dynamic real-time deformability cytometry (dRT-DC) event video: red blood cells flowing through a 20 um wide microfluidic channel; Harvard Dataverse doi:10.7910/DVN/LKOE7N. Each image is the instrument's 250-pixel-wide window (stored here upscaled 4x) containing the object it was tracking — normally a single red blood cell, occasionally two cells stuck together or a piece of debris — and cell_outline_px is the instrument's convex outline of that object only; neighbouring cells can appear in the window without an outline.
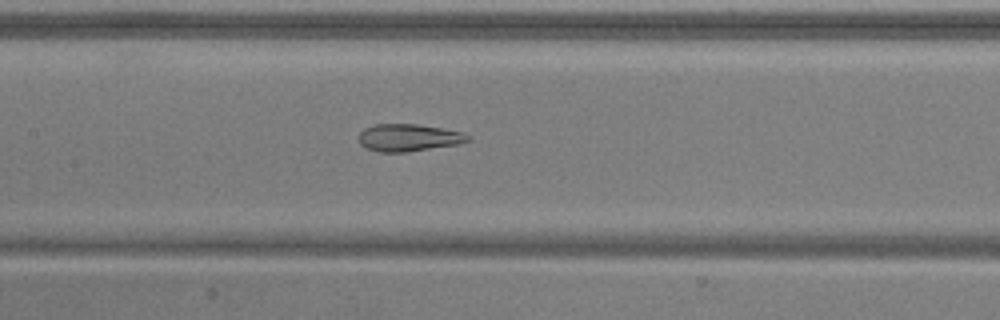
{"species": "common noctule bat (a hibernating species)", "species_latin": "Nyctalus noctula", "temperature_condition": "warm", "stored_images_in_passage": 42, "camera_frame_rate_fps": 3000, "um_per_image_px": 0.085, "animal": {"sex": "male", "body_mass_g": 20.5, "forearm_length_mm": 52.5}, "frame": {"image": 1, "passage_image": 15, "time_ms": 4.667, "image_size_px": [1000, 320], "cell_outline_px": [[472, 140], [460, 144], [404, 152], [380, 152], [368, 148], [360, 144], [360, 132], [364, 128], [376, 124], [416, 124], [464, 132], [472, 136]], "centroid_in_image_um": [34.79, 11.7], "position_along_channel_um": 172.6, "area_um2": 17.34}}
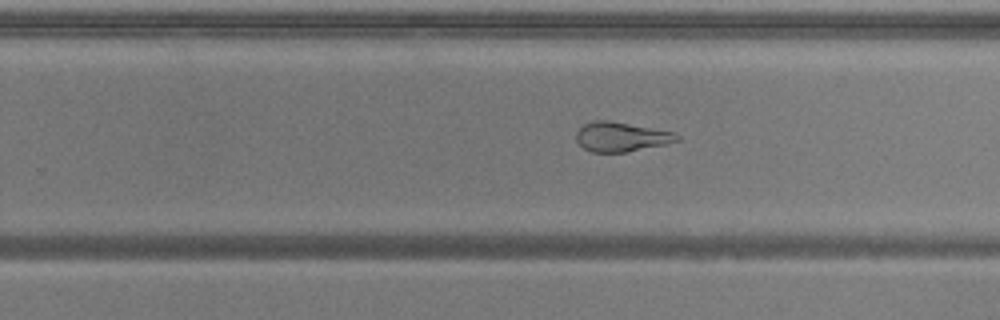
{"frame": {"image": 2, "passage_image": 23, "time_ms": 7.333, "image_size_px": [1000, 320], "cell_outline_px": [[680, 140], [664, 144], [624, 152], [592, 152], [584, 148], [576, 140], [576, 132], [584, 124], [592, 120], [608, 120], [672, 132], [680, 136]], "centroid_in_image_um": [52.75, 11.62], "position_along_channel_um": 277.0, "area_um2": 16.99}}
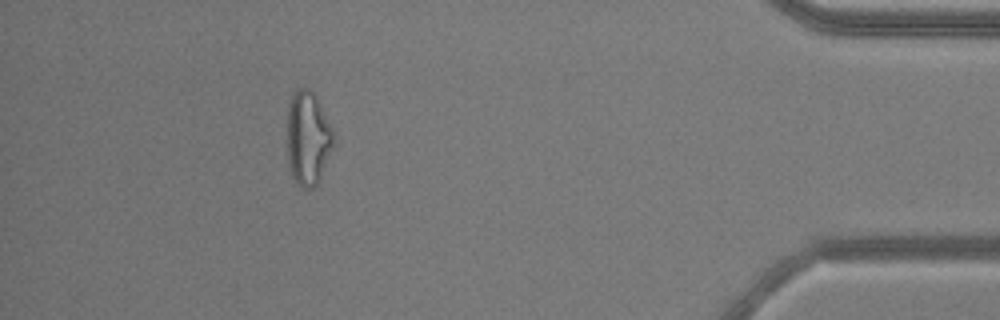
{"frame": {"image": 3, "passage_image": 37, "time_ms": 12.0, "image_size_px": [1000, 320], "cell_outline_px": [[332, 148], [320, 180], [312, 188], [300, 188], [292, 176], [288, 164], [288, 104], [292, 92], [296, 88], [308, 88], [316, 96], [332, 128]], "centroid_in_image_um": [26.15, 11.74], "position_along_channel_um": 409.1, "area_um2": 25.26}, "authors_computed_cell_mechanics": {"area_um2": 20.5479, "velocity_mm_per_s": 3.9263, "shape_relaxation_time_tau1_ms": null, "shape_relaxation_time_tau2_ms": 1.9408, "deformation_change_tau1": null, "deformation_change_tau2": 0.1}}